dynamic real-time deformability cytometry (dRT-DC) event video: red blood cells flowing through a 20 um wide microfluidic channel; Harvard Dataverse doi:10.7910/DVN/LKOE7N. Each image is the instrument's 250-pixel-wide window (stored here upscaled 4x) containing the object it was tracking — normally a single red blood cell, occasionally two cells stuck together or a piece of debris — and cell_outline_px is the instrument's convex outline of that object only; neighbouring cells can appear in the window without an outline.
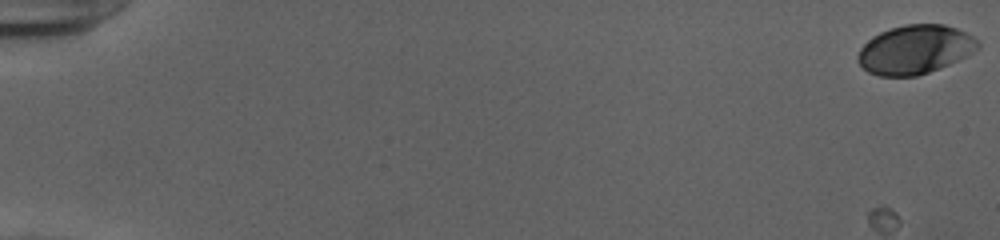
{"species": "human", "species_latin": "Homo sapiens", "temperature_condition": "cold", "stored_images_in_passage": 41, "camera_frame_rate_fps": 3000, "um_per_image_px": 0.085, "donor": {"sex": "female"}, "frame": {"image": 1, "passage_image": 1, "time_ms": 0.0, "image_size_px": [1000, 240], "cell_outline_px": [[980, 48], [940, 68], [916, 76], [880, 76], [868, 72], [856, 60], [856, 56], [860, 48], [872, 36], [880, 32], [904, 24], [944, 24], [956, 28], [972, 36], [980, 44]], "centroid_in_image_um": [77.74, 4.21], "position_along_channel_um": 7.3, "area_um2": 33.99}}
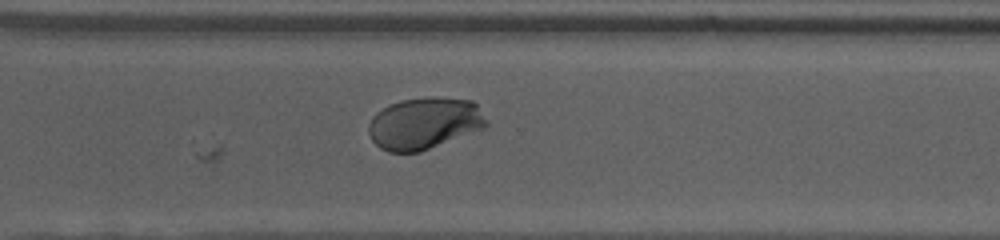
{"frame": {"image": 2, "passage_image": 41, "time_ms": 13.333, "image_size_px": [1000, 240], "cell_outline_px": [[488, 124], [484, 128], [420, 152], [388, 152], [380, 148], [372, 140], [368, 132], [368, 124], [372, 116], [376, 112], [400, 100], [436, 96], [472, 100], [476, 104]], "centroid_in_image_um": [36.04, 10.48], "position_along_channel_um": 334.6, "area_um2": 35.49}}